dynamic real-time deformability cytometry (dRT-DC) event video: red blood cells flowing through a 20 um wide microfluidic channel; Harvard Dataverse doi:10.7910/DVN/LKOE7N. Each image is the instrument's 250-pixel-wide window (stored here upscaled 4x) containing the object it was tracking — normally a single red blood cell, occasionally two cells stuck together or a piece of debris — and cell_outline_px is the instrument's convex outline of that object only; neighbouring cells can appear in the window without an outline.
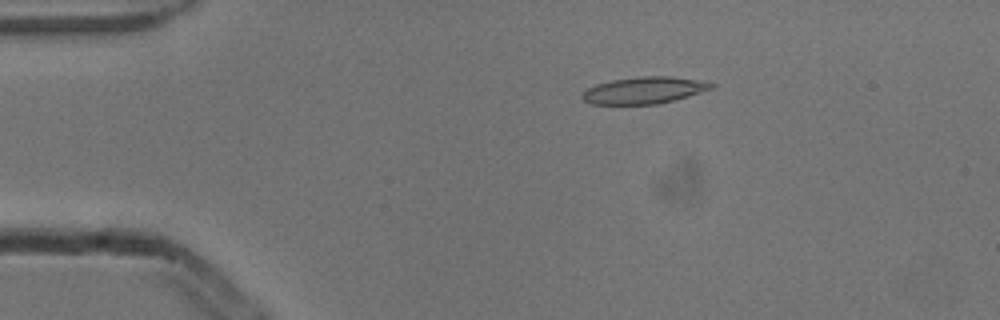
{"species": "common noctule bat (a hibernating species)", "species_latin": "Nyctalus noctula", "temperature_condition": "cold", "stored_images_in_passage": 4, "camera_frame_rate_fps": 3000, "um_per_image_px": 0.085, "animal": {"sex": "male", "body_mass_g": 13.3}, "frame": {"image": 1, "passage_image": 2, "time_ms": 0.333, "image_size_px": [1000, 320], "cell_outline_px": [[716, 84], [712, 88], [688, 96], [656, 104], [592, 104], [584, 100], [580, 96], [588, 88], [596, 84], [612, 80], [640, 76], [672, 76], [696, 80]], "centroid_in_image_um": [54.72, 7.67], "position_along_channel_um": 30.3, "area_um2": 19.88}}